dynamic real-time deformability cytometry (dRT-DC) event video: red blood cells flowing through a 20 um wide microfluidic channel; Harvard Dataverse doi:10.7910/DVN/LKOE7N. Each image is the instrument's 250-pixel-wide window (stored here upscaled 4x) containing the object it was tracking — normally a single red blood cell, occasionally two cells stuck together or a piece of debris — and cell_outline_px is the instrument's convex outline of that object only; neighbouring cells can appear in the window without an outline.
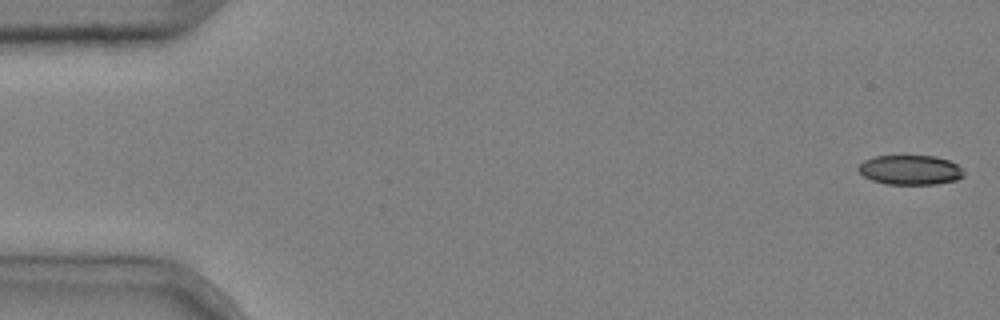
{"species": "common noctule bat (a hibernating species)", "species_latin": "Nyctalus noctula", "temperature_condition": "cold", "stored_images_in_passage": 5, "camera_frame_rate_fps": 3000, "um_per_image_px": 0.085, "animal": {"sex": "male", "body_mass_g": 20.4}, "frame": {"image": 1, "passage_image": 1, "time_ms": 0.0, "image_size_px": [1000, 320], "cell_outline_px": [[964, 176], [956, 180], [936, 184], [888, 184], [872, 180], [864, 176], [856, 168], [864, 160], [872, 156], [936, 156], [948, 160], [956, 164], [964, 172]], "centroid_in_image_um": [77.36, 14.44], "position_along_channel_um": 7.6, "area_um2": 18.15}}
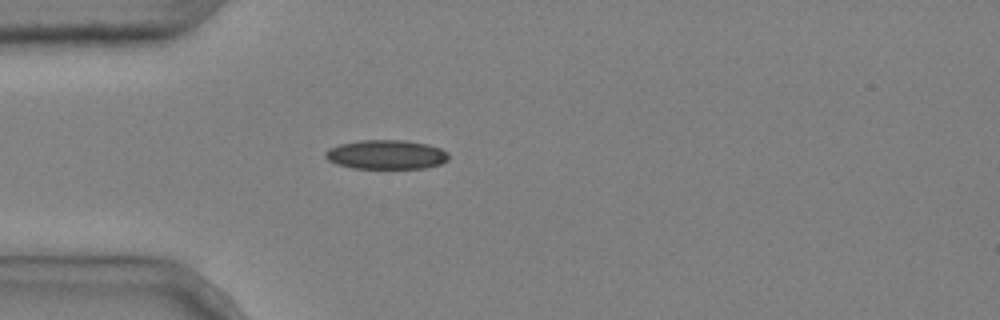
{"frame": {"image": 2, "passage_image": 5, "time_ms": 1.333, "image_size_px": [1000, 320], "cell_outline_px": [[448, 160], [440, 164], [424, 168], [352, 168], [336, 164], [328, 160], [324, 156], [324, 152], [328, 148], [340, 144], [360, 140], [404, 140], [428, 144], [440, 148], [448, 152]], "centroid_in_image_um": [32.81, 13.13], "position_along_channel_um": 52.2, "area_um2": 21.1}}